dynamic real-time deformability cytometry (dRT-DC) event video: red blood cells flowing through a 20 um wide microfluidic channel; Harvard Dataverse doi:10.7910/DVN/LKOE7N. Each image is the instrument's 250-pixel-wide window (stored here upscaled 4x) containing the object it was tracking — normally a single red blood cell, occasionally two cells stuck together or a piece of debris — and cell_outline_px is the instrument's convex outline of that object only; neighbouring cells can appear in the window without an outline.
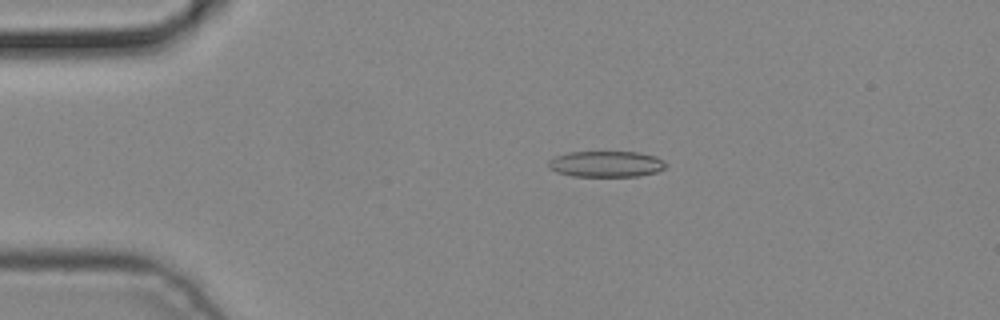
{"species": "common noctule bat (a hibernating species)", "species_latin": "Nyctalus noctula", "temperature_condition": "cold", "stored_images_in_passage": 3, "camera_frame_rate_fps": 3000, "um_per_image_px": 0.085, "animal": {"sex": "male", "body_mass_g": 19.2, "forearm_length_mm": 51.8}, "frame": {"image": 1, "passage_image": 2, "time_ms": 0.333, "image_size_px": [1000, 320], "cell_outline_px": [[668, 164], [664, 168], [656, 172], [640, 176], [572, 176], [556, 172], [548, 168], [548, 160], [556, 156], [568, 152], [636, 152], [656, 156], [664, 160]], "centroid_in_image_um": [51.52, 13.94], "position_along_channel_um": 33.5, "area_um2": 17.92}}